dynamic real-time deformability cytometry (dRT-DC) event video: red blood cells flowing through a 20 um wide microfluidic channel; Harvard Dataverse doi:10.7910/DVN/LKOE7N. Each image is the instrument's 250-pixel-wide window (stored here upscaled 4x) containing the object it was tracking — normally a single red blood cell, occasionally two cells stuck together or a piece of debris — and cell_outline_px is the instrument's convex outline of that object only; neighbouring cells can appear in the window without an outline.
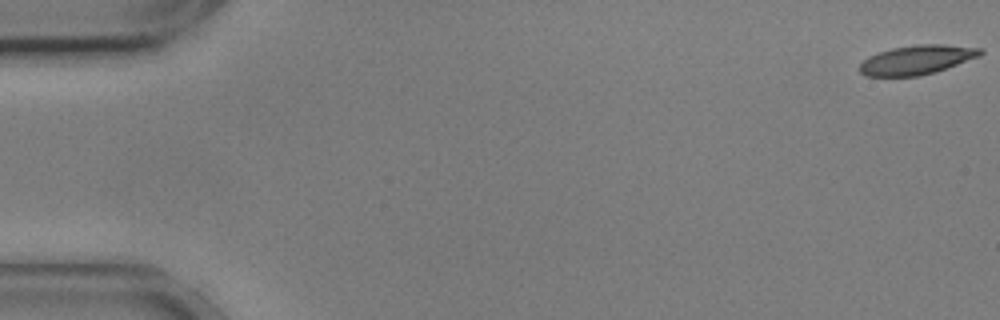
{"species": "common noctule bat (a hibernating species)", "species_latin": "Nyctalus noctula", "temperature_condition": "cold", "stored_images_in_passage": 51, "camera_frame_rate_fps": 3000, "um_per_image_px": 0.085, "animal": {"sex": "male", "body_mass_g": 17.9, "forearm_length_mm": 54.2}, "frame": {"image": 1, "passage_image": 1, "time_ms": 0.0, "image_size_px": [1000, 320], "cell_outline_px": [[984, 52], [980, 56], [936, 72], [920, 76], [864, 76], [860, 72], [860, 64], [868, 56], [892, 48], [916, 44], [944, 44], [984, 48]], "centroid_in_image_um": [77.97, 5.08], "position_along_channel_um": 7.0, "area_um2": 20.69}}
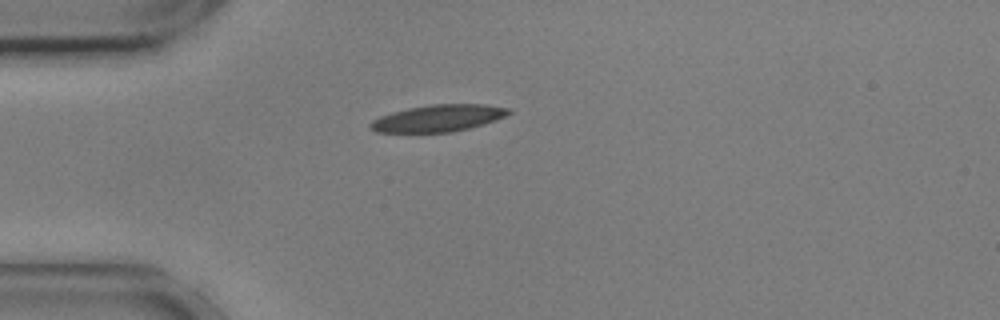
{"frame": {"image": 2, "passage_image": 15, "time_ms": 4.667, "image_size_px": [1000, 320], "cell_outline_px": [[512, 112], [496, 120], [484, 124], [452, 132], [376, 132], [368, 128], [368, 124], [372, 120], [380, 116], [392, 112], [408, 108], [432, 104], [488, 104], [512, 108]], "centroid_in_image_um": [37.26, 10.04], "position_along_channel_um": 47.7, "area_um2": 21.79}}
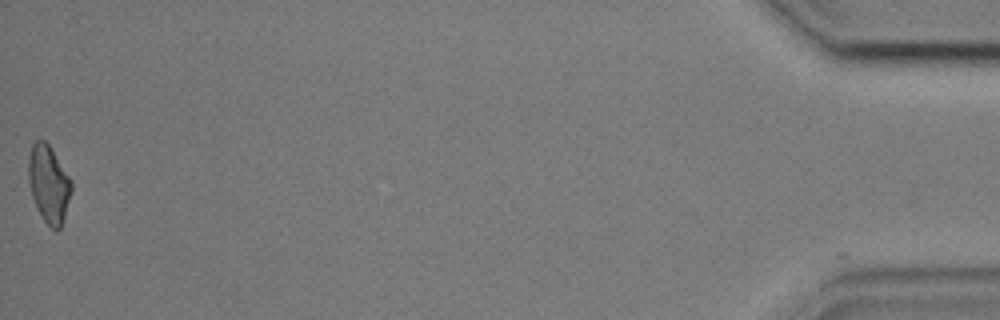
{"frame": {"image": 3, "passage_image": 50, "time_ms": 16.333, "image_size_px": [1000, 320], "cell_outline_px": [[72, 192], [60, 228], [56, 232], [44, 220], [32, 196], [28, 180], [28, 156], [32, 144], [36, 140], [44, 140], [48, 144], [72, 180]], "centroid_in_image_um": [4.14, 15.61], "position_along_channel_um": 431.1, "area_um2": 19.19}, "authors_computed_cell_mechanics": {"area_um2": 20.808, "velocity_mm_per_s": 3.5872, "shape_relaxation_time_tau1_ms": null, "shape_relaxation_time_tau2_ms": 3.9014, "deformation_change_tau1": null, "deformation_change_tau2": 0.1073}}